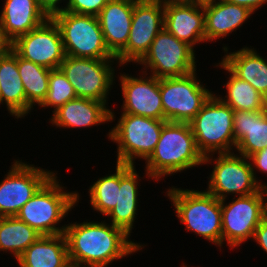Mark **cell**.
I'll return each mask as SVG.
<instances>
[{
  "label": "cell",
  "instance_id": "6da1fadb",
  "mask_svg": "<svg viewBox=\"0 0 267 267\" xmlns=\"http://www.w3.org/2000/svg\"><path fill=\"white\" fill-rule=\"evenodd\" d=\"M64 235L69 261L89 267H108L113 261L144 248L142 244L132 242L123 229L103 220L69 223Z\"/></svg>",
  "mask_w": 267,
  "mask_h": 267
},
{
  "label": "cell",
  "instance_id": "7a4b0ae2",
  "mask_svg": "<svg viewBox=\"0 0 267 267\" xmlns=\"http://www.w3.org/2000/svg\"><path fill=\"white\" fill-rule=\"evenodd\" d=\"M204 157L198 151L189 123L167 121L159 141L145 161V175L159 181L166 175H174L203 164Z\"/></svg>",
  "mask_w": 267,
  "mask_h": 267
},
{
  "label": "cell",
  "instance_id": "3957f363",
  "mask_svg": "<svg viewBox=\"0 0 267 267\" xmlns=\"http://www.w3.org/2000/svg\"><path fill=\"white\" fill-rule=\"evenodd\" d=\"M79 193L65 192L54 173L19 210L16 217L40 235H60L66 225L56 227L79 202Z\"/></svg>",
  "mask_w": 267,
  "mask_h": 267
},
{
  "label": "cell",
  "instance_id": "277c9868",
  "mask_svg": "<svg viewBox=\"0 0 267 267\" xmlns=\"http://www.w3.org/2000/svg\"><path fill=\"white\" fill-rule=\"evenodd\" d=\"M187 231L222 247L221 202L207 191L172 187L166 192Z\"/></svg>",
  "mask_w": 267,
  "mask_h": 267
},
{
  "label": "cell",
  "instance_id": "5b68a950",
  "mask_svg": "<svg viewBox=\"0 0 267 267\" xmlns=\"http://www.w3.org/2000/svg\"><path fill=\"white\" fill-rule=\"evenodd\" d=\"M217 96L213 93L189 122L197 149L203 157L215 153H232L236 149L234 110Z\"/></svg>",
  "mask_w": 267,
  "mask_h": 267
},
{
  "label": "cell",
  "instance_id": "8992f818",
  "mask_svg": "<svg viewBox=\"0 0 267 267\" xmlns=\"http://www.w3.org/2000/svg\"><path fill=\"white\" fill-rule=\"evenodd\" d=\"M167 120L122 113L108 138L117 143V162L135 165L136 158L146 160L157 145Z\"/></svg>",
  "mask_w": 267,
  "mask_h": 267
},
{
  "label": "cell",
  "instance_id": "52a82bcc",
  "mask_svg": "<svg viewBox=\"0 0 267 267\" xmlns=\"http://www.w3.org/2000/svg\"><path fill=\"white\" fill-rule=\"evenodd\" d=\"M58 25L65 55L93 59H116L108 50L96 16L61 11L51 17Z\"/></svg>",
  "mask_w": 267,
  "mask_h": 267
},
{
  "label": "cell",
  "instance_id": "ba28073f",
  "mask_svg": "<svg viewBox=\"0 0 267 267\" xmlns=\"http://www.w3.org/2000/svg\"><path fill=\"white\" fill-rule=\"evenodd\" d=\"M214 154L204 157L203 164H215L209 176L208 188L205 190L219 200L229 194L246 196L260 191L263 187L256 181L250 161L237 153Z\"/></svg>",
  "mask_w": 267,
  "mask_h": 267
},
{
  "label": "cell",
  "instance_id": "9c48e42d",
  "mask_svg": "<svg viewBox=\"0 0 267 267\" xmlns=\"http://www.w3.org/2000/svg\"><path fill=\"white\" fill-rule=\"evenodd\" d=\"M196 75L195 70L180 77L160 78L161 101L167 121L189 123L213 94Z\"/></svg>",
  "mask_w": 267,
  "mask_h": 267
},
{
  "label": "cell",
  "instance_id": "30bf717a",
  "mask_svg": "<svg viewBox=\"0 0 267 267\" xmlns=\"http://www.w3.org/2000/svg\"><path fill=\"white\" fill-rule=\"evenodd\" d=\"M232 201L221 202L222 214V246L224 241L231 249L240 246L248 239H253L254 233L261 221L266 217V197L263 188L253 194L238 196Z\"/></svg>",
  "mask_w": 267,
  "mask_h": 267
},
{
  "label": "cell",
  "instance_id": "8fae6325",
  "mask_svg": "<svg viewBox=\"0 0 267 267\" xmlns=\"http://www.w3.org/2000/svg\"><path fill=\"white\" fill-rule=\"evenodd\" d=\"M195 51L188 43L178 40L163 28L153 40L148 52L137 63L157 78L180 77L196 70ZM146 69V70H145ZM145 70V71H144Z\"/></svg>",
  "mask_w": 267,
  "mask_h": 267
},
{
  "label": "cell",
  "instance_id": "7c38bea8",
  "mask_svg": "<svg viewBox=\"0 0 267 267\" xmlns=\"http://www.w3.org/2000/svg\"><path fill=\"white\" fill-rule=\"evenodd\" d=\"M116 59H93L66 55L59 69L73 86L77 97L105 102L114 85Z\"/></svg>",
  "mask_w": 267,
  "mask_h": 267
},
{
  "label": "cell",
  "instance_id": "4fadbf2b",
  "mask_svg": "<svg viewBox=\"0 0 267 267\" xmlns=\"http://www.w3.org/2000/svg\"><path fill=\"white\" fill-rule=\"evenodd\" d=\"M53 174L50 170L15 160L0 182V217L16 216Z\"/></svg>",
  "mask_w": 267,
  "mask_h": 267
},
{
  "label": "cell",
  "instance_id": "5bb4252c",
  "mask_svg": "<svg viewBox=\"0 0 267 267\" xmlns=\"http://www.w3.org/2000/svg\"><path fill=\"white\" fill-rule=\"evenodd\" d=\"M163 28L164 4L137 0L134 3L129 38L126 47L116 56V63L120 67L128 62L138 63Z\"/></svg>",
  "mask_w": 267,
  "mask_h": 267
},
{
  "label": "cell",
  "instance_id": "9a60e30c",
  "mask_svg": "<svg viewBox=\"0 0 267 267\" xmlns=\"http://www.w3.org/2000/svg\"><path fill=\"white\" fill-rule=\"evenodd\" d=\"M11 48L20 57L50 70L59 69L66 56L60 29L52 18L18 37Z\"/></svg>",
  "mask_w": 267,
  "mask_h": 267
},
{
  "label": "cell",
  "instance_id": "2e32d148",
  "mask_svg": "<svg viewBox=\"0 0 267 267\" xmlns=\"http://www.w3.org/2000/svg\"><path fill=\"white\" fill-rule=\"evenodd\" d=\"M142 74L139 78L120 73V87L124 99L121 113L166 120L161 101L160 79L151 75L147 77L148 73Z\"/></svg>",
  "mask_w": 267,
  "mask_h": 267
},
{
  "label": "cell",
  "instance_id": "e0dca14e",
  "mask_svg": "<svg viewBox=\"0 0 267 267\" xmlns=\"http://www.w3.org/2000/svg\"><path fill=\"white\" fill-rule=\"evenodd\" d=\"M164 28L193 48L206 42L204 3L188 0L165 3Z\"/></svg>",
  "mask_w": 267,
  "mask_h": 267
},
{
  "label": "cell",
  "instance_id": "ac0fdd59",
  "mask_svg": "<svg viewBox=\"0 0 267 267\" xmlns=\"http://www.w3.org/2000/svg\"><path fill=\"white\" fill-rule=\"evenodd\" d=\"M105 102L77 97L52 111L51 124L59 128H89L112 122L116 115Z\"/></svg>",
  "mask_w": 267,
  "mask_h": 267
},
{
  "label": "cell",
  "instance_id": "d6986e66",
  "mask_svg": "<svg viewBox=\"0 0 267 267\" xmlns=\"http://www.w3.org/2000/svg\"><path fill=\"white\" fill-rule=\"evenodd\" d=\"M136 1L109 0L97 16L106 46L115 57L126 47Z\"/></svg>",
  "mask_w": 267,
  "mask_h": 267
},
{
  "label": "cell",
  "instance_id": "ffe728a7",
  "mask_svg": "<svg viewBox=\"0 0 267 267\" xmlns=\"http://www.w3.org/2000/svg\"><path fill=\"white\" fill-rule=\"evenodd\" d=\"M48 18L36 0H5L0 26L6 39L12 43L42 25Z\"/></svg>",
  "mask_w": 267,
  "mask_h": 267
},
{
  "label": "cell",
  "instance_id": "44dd1931",
  "mask_svg": "<svg viewBox=\"0 0 267 267\" xmlns=\"http://www.w3.org/2000/svg\"><path fill=\"white\" fill-rule=\"evenodd\" d=\"M233 135L239 155L249 157L267 148V110L234 111Z\"/></svg>",
  "mask_w": 267,
  "mask_h": 267
},
{
  "label": "cell",
  "instance_id": "7402d4cb",
  "mask_svg": "<svg viewBox=\"0 0 267 267\" xmlns=\"http://www.w3.org/2000/svg\"><path fill=\"white\" fill-rule=\"evenodd\" d=\"M204 13L206 42L227 37L253 14L248 8L231 4L226 0L205 2Z\"/></svg>",
  "mask_w": 267,
  "mask_h": 267
},
{
  "label": "cell",
  "instance_id": "603a6c76",
  "mask_svg": "<svg viewBox=\"0 0 267 267\" xmlns=\"http://www.w3.org/2000/svg\"><path fill=\"white\" fill-rule=\"evenodd\" d=\"M139 174L135 165L120 164V191L118 203L107 215L113 226L123 229L129 236L134 226L138 208Z\"/></svg>",
  "mask_w": 267,
  "mask_h": 267
},
{
  "label": "cell",
  "instance_id": "cb8c5ba5",
  "mask_svg": "<svg viewBox=\"0 0 267 267\" xmlns=\"http://www.w3.org/2000/svg\"><path fill=\"white\" fill-rule=\"evenodd\" d=\"M6 104L10 115H27V100L17 67V53L10 48L0 56V105Z\"/></svg>",
  "mask_w": 267,
  "mask_h": 267
},
{
  "label": "cell",
  "instance_id": "d4e9b609",
  "mask_svg": "<svg viewBox=\"0 0 267 267\" xmlns=\"http://www.w3.org/2000/svg\"><path fill=\"white\" fill-rule=\"evenodd\" d=\"M223 50L226 55L223 56L222 62L267 99V60L251 46L229 53L228 47L224 46Z\"/></svg>",
  "mask_w": 267,
  "mask_h": 267
},
{
  "label": "cell",
  "instance_id": "484cf974",
  "mask_svg": "<svg viewBox=\"0 0 267 267\" xmlns=\"http://www.w3.org/2000/svg\"><path fill=\"white\" fill-rule=\"evenodd\" d=\"M19 267H66L70 261L66 237L41 235L17 259Z\"/></svg>",
  "mask_w": 267,
  "mask_h": 267
},
{
  "label": "cell",
  "instance_id": "4316f807",
  "mask_svg": "<svg viewBox=\"0 0 267 267\" xmlns=\"http://www.w3.org/2000/svg\"><path fill=\"white\" fill-rule=\"evenodd\" d=\"M229 72L230 77L224 86L226 96L219 99L229 105L234 111L267 110V99L261 95L250 83L237 77L222 61L216 65Z\"/></svg>",
  "mask_w": 267,
  "mask_h": 267
},
{
  "label": "cell",
  "instance_id": "83f0119b",
  "mask_svg": "<svg viewBox=\"0 0 267 267\" xmlns=\"http://www.w3.org/2000/svg\"><path fill=\"white\" fill-rule=\"evenodd\" d=\"M40 236L16 216L0 217V251H10L16 260Z\"/></svg>",
  "mask_w": 267,
  "mask_h": 267
},
{
  "label": "cell",
  "instance_id": "f1b7e54d",
  "mask_svg": "<svg viewBox=\"0 0 267 267\" xmlns=\"http://www.w3.org/2000/svg\"><path fill=\"white\" fill-rule=\"evenodd\" d=\"M17 67L27 100V114L33 106H40L48 93L50 69L26 60L17 54Z\"/></svg>",
  "mask_w": 267,
  "mask_h": 267
},
{
  "label": "cell",
  "instance_id": "f546056e",
  "mask_svg": "<svg viewBox=\"0 0 267 267\" xmlns=\"http://www.w3.org/2000/svg\"><path fill=\"white\" fill-rule=\"evenodd\" d=\"M115 173L99 178L89 187L92 209L107 216L118 203L120 191V164L116 163Z\"/></svg>",
  "mask_w": 267,
  "mask_h": 267
},
{
  "label": "cell",
  "instance_id": "4dcf8cb0",
  "mask_svg": "<svg viewBox=\"0 0 267 267\" xmlns=\"http://www.w3.org/2000/svg\"><path fill=\"white\" fill-rule=\"evenodd\" d=\"M75 98H77L75 90L63 72L60 69H52L49 76L48 93L40 107H53V111H55Z\"/></svg>",
  "mask_w": 267,
  "mask_h": 267
},
{
  "label": "cell",
  "instance_id": "1f68e13d",
  "mask_svg": "<svg viewBox=\"0 0 267 267\" xmlns=\"http://www.w3.org/2000/svg\"><path fill=\"white\" fill-rule=\"evenodd\" d=\"M108 1L109 0H66L67 4L66 7H64V11L97 17Z\"/></svg>",
  "mask_w": 267,
  "mask_h": 267
},
{
  "label": "cell",
  "instance_id": "d6a6232c",
  "mask_svg": "<svg viewBox=\"0 0 267 267\" xmlns=\"http://www.w3.org/2000/svg\"><path fill=\"white\" fill-rule=\"evenodd\" d=\"M250 164H251V168L253 170L254 176L256 181L263 187L265 186V183H261L258 179V177L256 178V171L255 169L259 170L262 173L267 174V148L260 150L256 153H254L253 155L248 157Z\"/></svg>",
  "mask_w": 267,
  "mask_h": 267
},
{
  "label": "cell",
  "instance_id": "836d02e7",
  "mask_svg": "<svg viewBox=\"0 0 267 267\" xmlns=\"http://www.w3.org/2000/svg\"><path fill=\"white\" fill-rule=\"evenodd\" d=\"M36 2L49 18L64 10V7L59 5L62 0H36Z\"/></svg>",
  "mask_w": 267,
  "mask_h": 267
},
{
  "label": "cell",
  "instance_id": "e575fe53",
  "mask_svg": "<svg viewBox=\"0 0 267 267\" xmlns=\"http://www.w3.org/2000/svg\"><path fill=\"white\" fill-rule=\"evenodd\" d=\"M253 240L267 253V216L256 228Z\"/></svg>",
  "mask_w": 267,
  "mask_h": 267
},
{
  "label": "cell",
  "instance_id": "d590c367",
  "mask_svg": "<svg viewBox=\"0 0 267 267\" xmlns=\"http://www.w3.org/2000/svg\"><path fill=\"white\" fill-rule=\"evenodd\" d=\"M226 1L231 3V4L244 6V7L248 8L253 13L256 10H258V8H261V6H263L267 3V0H226Z\"/></svg>",
  "mask_w": 267,
  "mask_h": 267
},
{
  "label": "cell",
  "instance_id": "8d00e7d4",
  "mask_svg": "<svg viewBox=\"0 0 267 267\" xmlns=\"http://www.w3.org/2000/svg\"><path fill=\"white\" fill-rule=\"evenodd\" d=\"M11 48V43L4 36L0 26V56L4 55Z\"/></svg>",
  "mask_w": 267,
  "mask_h": 267
},
{
  "label": "cell",
  "instance_id": "74e56055",
  "mask_svg": "<svg viewBox=\"0 0 267 267\" xmlns=\"http://www.w3.org/2000/svg\"><path fill=\"white\" fill-rule=\"evenodd\" d=\"M145 1L165 4V3H171V2H182L186 0H145Z\"/></svg>",
  "mask_w": 267,
  "mask_h": 267
},
{
  "label": "cell",
  "instance_id": "f35d334b",
  "mask_svg": "<svg viewBox=\"0 0 267 267\" xmlns=\"http://www.w3.org/2000/svg\"><path fill=\"white\" fill-rule=\"evenodd\" d=\"M66 267H89V266H84V265H79V264H74V263H69Z\"/></svg>",
  "mask_w": 267,
  "mask_h": 267
},
{
  "label": "cell",
  "instance_id": "ab89813d",
  "mask_svg": "<svg viewBox=\"0 0 267 267\" xmlns=\"http://www.w3.org/2000/svg\"><path fill=\"white\" fill-rule=\"evenodd\" d=\"M263 190H264L265 197H266V216H267V184H265V186H263Z\"/></svg>",
  "mask_w": 267,
  "mask_h": 267
},
{
  "label": "cell",
  "instance_id": "60d3db41",
  "mask_svg": "<svg viewBox=\"0 0 267 267\" xmlns=\"http://www.w3.org/2000/svg\"><path fill=\"white\" fill-rule=\"evenodd\" d=\"M188 1L199 2V3H205V2H208V1H212V0H188Z\"/></svg>",
  "mask_w": 267,
  "mask_h": 267
}]
</instances>
